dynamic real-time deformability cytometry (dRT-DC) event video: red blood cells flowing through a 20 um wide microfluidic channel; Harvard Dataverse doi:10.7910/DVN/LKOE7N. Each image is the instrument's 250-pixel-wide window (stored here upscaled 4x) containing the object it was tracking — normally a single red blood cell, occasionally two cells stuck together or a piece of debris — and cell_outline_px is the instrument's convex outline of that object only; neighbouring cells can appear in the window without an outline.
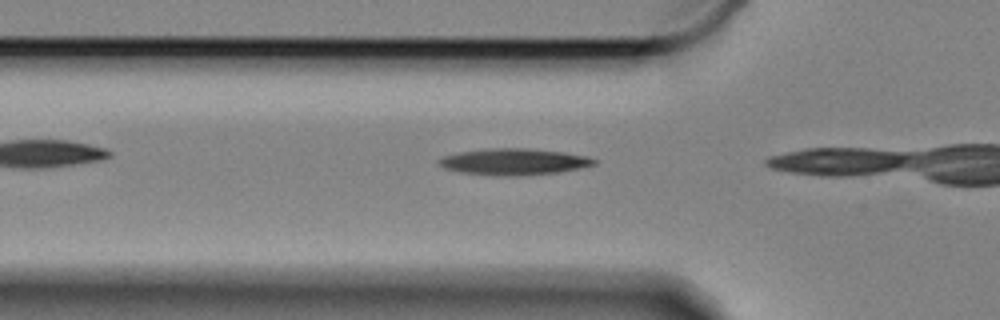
{"species": "Egyptian fruit bat (a non-hibernating species)", "species_latin": "Rousettus aegyptiacus", "temperature_condition": "cold", "stored_images_in_passage": 8, "camera_frame_rate_fps": 3000, "um_per_image_px": 0.085, "animal": {"sex": "female"}, "frame": {"image": 1, "passage_image": 6, "time_ms": 1.667, "image_size_px": [1000, 320], "cell_outline_px": [[596, 164], [560, 172], [516, 176], [508, 176], [460, 172], [444, 168], [436, 164], [436, 160], [444, 156], [460, 152], [488, 148], [528, 148], [564, 152], [584, 156], [596, 160]], "centroid_in_image_um": [43.63, 13.74], "position_along_channel_um": 82.2, "area_um2": 23.76}}